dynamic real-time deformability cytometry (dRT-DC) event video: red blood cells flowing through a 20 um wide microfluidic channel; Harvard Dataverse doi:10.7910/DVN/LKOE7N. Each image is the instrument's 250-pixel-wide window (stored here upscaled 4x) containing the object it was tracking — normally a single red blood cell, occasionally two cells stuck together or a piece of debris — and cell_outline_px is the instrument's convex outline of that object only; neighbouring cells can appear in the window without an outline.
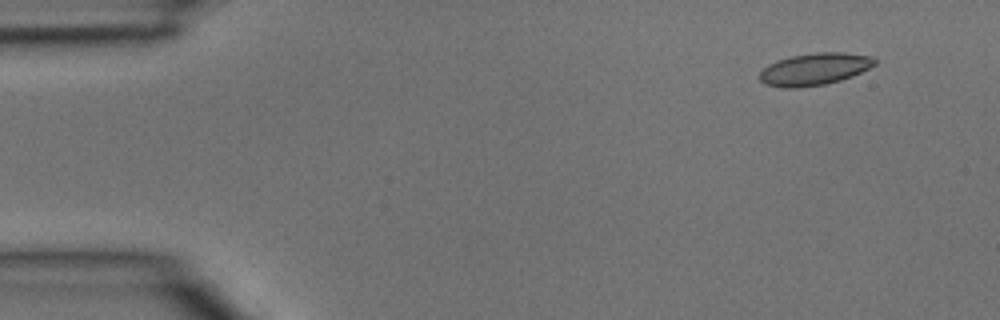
{"species": "common noctule bat (a hibernating species)", "species_latin": "Nyctalus noctula", "temperature_condition": "room temperature", "stored_images_in_passage": 4, "camera_frame_rate_fps": 3000, "um_per_image_px": 0.085, "animal": {"sex": "male", "body_mass_g": 15.6}, "frame": {"image": 1, "passage_image": 2, "time_ms": 0.333, "image_size_px": [1000, 320], "cell_outline_px": [[876, 64], [852, 76], [840, 80], [824, 84], [800, 88], [784, 88], [764, 84], [760, 80], [760, 72], [768, 64], [776, 60], [792, 56], [816, 52], [844, 52], [872, 56], [876, 60]], "centroid_in_image_um": [69.22, 5.87], "position_along_channel_um": 15.8, "area_um2": 21.56}}
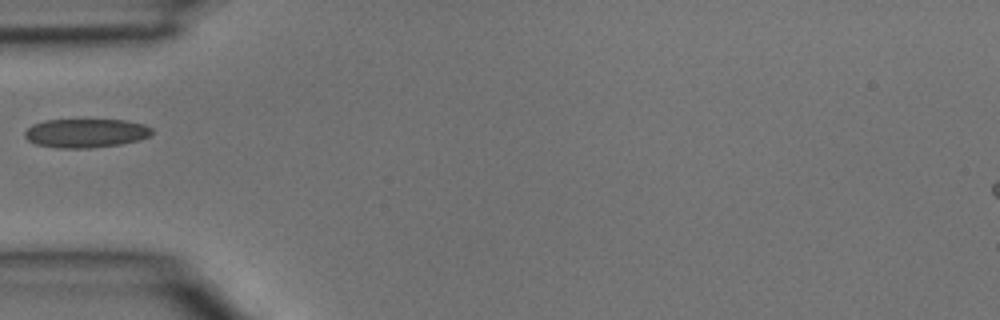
{"frame": {"image": 2, "passage_image": 4, "time_ms": 1.0, "image_size_px": [1000, 320], "cell_outline_px": [[152, 136], [120, 144], [92, 148], [60, 148], [36, 144], [28, 140], [24, 136], [24, 132], [32, 124], [44, 120], [128, 120], [144, 124], [152, 128]], "centroid_in_image_um": [7.3, 11.31], "position_along_channel_um": 77.7, "area_um2": 21.44}}